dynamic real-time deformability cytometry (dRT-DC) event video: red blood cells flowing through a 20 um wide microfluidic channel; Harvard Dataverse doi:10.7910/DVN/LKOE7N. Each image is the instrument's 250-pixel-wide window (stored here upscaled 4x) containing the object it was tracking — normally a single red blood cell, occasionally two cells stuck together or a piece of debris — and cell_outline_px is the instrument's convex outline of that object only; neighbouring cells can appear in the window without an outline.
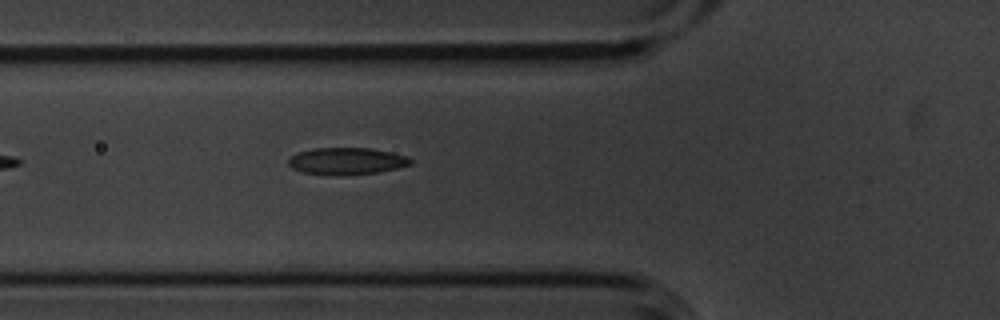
{"species": "common noctule bat (a hibernating species)", "species_latin": "Nyctalus noctula", "temperature_condition": "cold", "stored_images_in_passage": 6, "camera_frame_rate_fps": 3000, "um_per_image_px": 0.085, "animal": {"sex": "male", "body_mass_g": 20.1, "forearm_length_mm": 53.5}, "frame": {"image": 1, "passage_image": 6, "time_ms": 1.667, "image_size_px": [1000, 320], "cell_outline_px": [[412, 164], [396, 168], [376, 172], [340, 176], [304, 172], [292, 168], [288, 164], [288, 160], [296, 152], [312, 148], [372, 148], [408, 156], [412, 160]], "centroid_in_image_um": [29.45, 13.68], "position_along_channel_um": 96.3, "area_um2": 19.19}}